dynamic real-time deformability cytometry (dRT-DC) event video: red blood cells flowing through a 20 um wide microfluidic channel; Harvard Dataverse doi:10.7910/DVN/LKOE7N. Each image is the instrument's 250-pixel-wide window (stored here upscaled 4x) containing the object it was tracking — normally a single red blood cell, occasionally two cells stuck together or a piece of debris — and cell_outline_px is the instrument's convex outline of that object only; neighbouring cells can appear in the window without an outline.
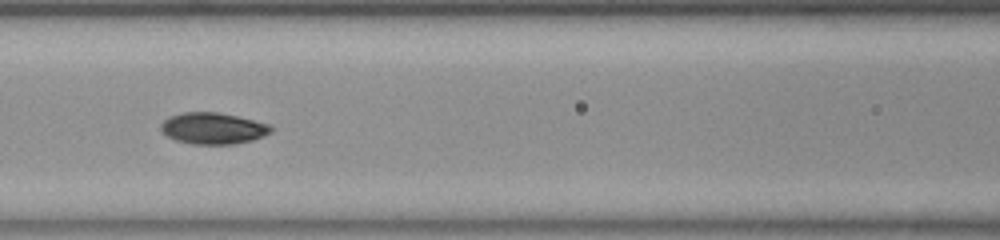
{"species": "common noctule bat (a hibernating species)", "species_latin": "Nyctalus noctula", "temperature_condition": "room temperature", "stored_images_in_passage": 37, "camera_frame_rate_fps": 3000, "um_per_image_px": 0.085, "animal": {"sex": "female", "body_mass_g": 23.0, "forearm_length_mm": 53.4}, "frame": {"image": 1, "passage_image": 6, "time_ms": 1.667, "image_size_px": [1000, 240], "cell_outline_px": [[272, 132], [264, 136], [252, 140], [236, 144], [192, 144], [176, 140], [168, 136], [160, 128], [160, 124], [168, 116], [184, 112], [216, 112], [236, 116], [272, 124]], "centroid_in_image_um": [18.13, 10.91], "position_along_channel_um": 148.5, "area_um2": 20.23}}
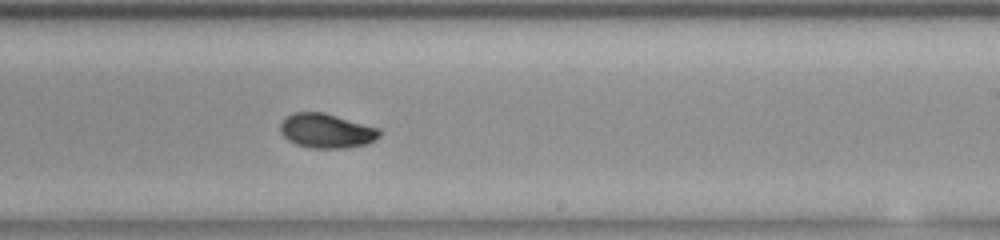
{"frame": {"image": 2, "passage_image": 15, "time_ms": 4.667, "image_size_px": [1000, 240], "cell_outline_px": [[384, 132], [376, 140], [364, 144], [344, 148], [308, 148], [296, 144], [288, 140], [280, 132], [280, 124], [284, 116], [292, 112], [324, 112], [380, 128]], "centroid_in_image_um": [27.75, 11.11], "position_along_channel_um": 261.3, "area_um2": 20.23}}
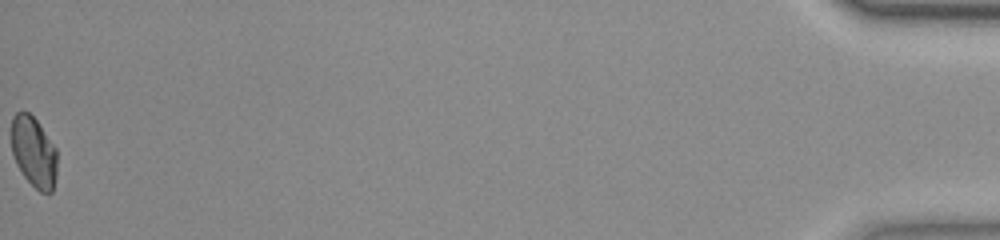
{"frame": {"image": 3, "passage_image": 37, "time_ms": 12.0, "image_size_px": [1000, 240], "cell_outline_px": [[56, 176], [52, 192], [40, 192], [24, 176], [16, 164], [12, 152], [12, 116], [16, 112], [28, 112], [36, 120], [56, 148]], "centroid_in_image_um": [2.86, 12.92], "position_along_channel_um": 432.3, "area_um2": 18.55}, "authors_computed_cell_mechanics": {"area_um2": 19.652, "velocity_mm_per_s": 3.7722, "shape_relaxation_time_tau1_ms": 3.8715, "shape_relaxation_time_tau2_ms": null, "deformation_change_tau1": 0.0993, "deformation_change_tau2": null}}